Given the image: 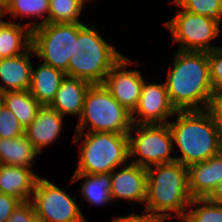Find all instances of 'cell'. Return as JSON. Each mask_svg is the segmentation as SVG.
<instances>
[{"label":"cell","instance_id":"6da1fadb","mask_svg":"<svg viewBox=\"0 0 222 222\" xmlns=\"http://www.w3.org/2000/svg\"><path fill=\"white\" fill-rule=\"evenodd\" d=\"M173 59L164 81L172 105L177 111L206 110L215 97L207 52L177 50Z\"/></svg>","mask_w":222,"mask_h":222},{"label":"cell","instance_id":"7a4b0ae2","mask_svg":"<svg viewBox=\"0 0 222 222\" xmlns=\"http://www.w3.org/2000/svg\"><path fill=\"white\" fill-rule=\"evenodd\" d=\"M192 200L188 189V167L178 161L147 168L145 209L161 222L181 221Z\"/></svg>","mask_w":222,"mask_h":222},{"label":"cell","instance_id":"3957f363","mask_svg":"<svg viewBox=\"0 0 222 222\" xmlns=\"http://www.w3.org/2000/svg\"><path fill=\"white\" fill-rule=\"evenodd\" d=\"M174 117L176 120H170L168 126L174 150L181 154L175 156L176 161L188 167L222 152L214 120L207 109L177 111Z\"/></svg>","mask_w":222,"mask_h":222},{"label":"cell","instance_id":"277c9868","mask_svg":"<svg viewBox=\"0 0 222 222\" xmlns=\"http://www.w3.org/2000/svg\"><path fill=\"white\" fill-rule=\"evenodd\" d=\"M116 46L104 40L98 28L85 25L78 33L76 55H71L66 76L103 84L109 71L123 57Z\"/></svg>","mask_w":222,"mask_h":222},{"label":"cell","instance_id":"5b68a950","mask_svg":"<svg viewBox=\"0 0 222 222\" xmlns=\"http://www.w3.org/2000/svg\"><path fill=\"white\" fill-rule=\"evenodd\" d=\"M73 136V142L80 145L79 160L73 174L111 173L129 162L127 134L75 132Z\"/></svg>","mask_w":222,"mask_h":222},{"label":"cell","instance_id":"8992f818","mask_svg":"<svg viewBox=\"0 0 222 222\" xmlns=\"http://www.w3.org/2000/svg\"><path fill=\"white\" fill-rule=\"evenodd\" d=\"M132 126L127 111L103 84L90 85L75 132L128 134Z\"/></svg>","mask_w":222,"mask_h":222},{"label":"cell","instance_id":"52a82bcc","mask_svg":"<svg viewBox=\"0 0 222 222\" xmlns=\"http://www.w3.org/2000/svg\"><path fill=\"white\" fill-rule=\"evenodd\" d=\"M84 26V23H45L32 28L35 58L66 73L71 55H76L78 33Z\"/></svg>","mask_w":222,"mask_h":222},{"label":"cell","instance_id":"ba28073f","mask_svg":"<svg viewBox=\"0 0 222 222\" xmlns=\"http://www.w3.org/2000/svg\"><path fill=\"white\" fill-rule=\"evenodd\" d=\"M127 135L131 163L149 168L176 161L171 154L174 152V145L168 123L132 124Z\"/></svg>","mask_w":222,"mask_h":222},{"label":"cell","instance_id":"9c48e42d","mask_svg":"<svg viewBox=\"0 0 222 222\" xmlns=\"http://www.w3.org/2000/svg\"><path fill=\"white\" fill-rule=\"evenodd\" d=\"M172 35V42L182 51H212L214 39L219 38L221 26L207 16L178 9L174 17L163 23Z\"/></svg>","mask_w":222,"mask_h":222},{"label":"cell","instance_id":"30bf717a","mask_svg":"<svg viewBox=\"0 0 222 222\" xmlns=\"http://www.w3.org/2000/svg\"><path fill=\"white\" fill-rule=\"evenodd\" d=\"M54 181L39 177L31 202L35 213L47 222H88L79 205Z\"/></svg>","mask_w":222,"mask_h":222},{"label":"cell","instance_id":"8fae6325","mask_svg":"<svg viewBox=\"0 0 222 222\" xmlns=\"http://www.w3.org/2000/svg\"><path fill=\"white\" fill-rule=\"evenodd\" d=\"M123 56L109 71L103 85L110 94L130 113L136 108L145 81L140 70L127 69L135 63Z\"/></svg>","mask_w":222,"mask_h":222},{"label":"cell","instance_id":"7c38bea8","mask_svg":"<svg viewBox=\"0 0 222 222\" xmlns=\"http://www.w3.org/2000/svg\"><path fill=\"white\" fill-rule=\"evenodd\" d=\"M176 112L165 82L161 84L144 81L138 104L131 113V120L132 124H167Z\"/></svg>","mask_w":222,"mask_h":222},{"label":"cell","instance_id":"4fadbf2b","mask_svg":"<svg viewBox=\"0 0 222 222\" xmlns=\"http://www.w3.org/2000/svg\"><path fill=\"white\" fill-rule=\"evenodd\" d=\"M111 198L136 202L144 206L147 197V168L131 162L115 168L111 173Z\"/></svg>","mask_w":222,"mask_h":222},{"label":"cell","instance_id":"5bb4252c","mask_svg":"<svg viewBox=\"0 0 222 222\" xmlns=\"http://www.w3.org/2000/svg\"><path fill=\"white\" fill-rule=\"evenodd\" d=\"M63 122H65L64 116L55 109L49 105L41 106L36 118L25 129V136L33 144L36 151L41 154L44 148L59 139L63 133Z\"/></svg>","mask_w":222,"mask_h":222},{"label":"cell","instance_id":"9a60e30c","mask_svg":"<svg viewBox=\"0 0 222 222\" xmlns=\"http://www.w3.org/2000/svg\"><path fill=\"white\" fill-rule=\"evenodd\" d=\"M35 56L31 47L28 51L14 56L0 59V91L28 90L31 82V72L34 66L31 59Z\"/></svg>","mask_w":222,"mask_h":222},{"label":"cell","instance_id":"2e32d148","mask_svg":"<svg viewBox=\"0 0 222 222\" xmlns=\"http://www.w3.org/2000/svg\"><path fill=\"white\" fill-rule=\"evenodd\" d=\"M222 181V152L188 166V189L194 198H207Z\"/></svg>","mask_w":222,"mask_h":222},{"label":"cell","instance_id":"e0dca14e","mask_svg":"<svg viewBox=\"0 0 222 222\" xmlns=\"http://www.w3.org/2000/svg\"><path fill=\"white\" fill-rule=\"evenodd\" d=\"M38 178L32 168L0 164V193L31 201Z\"/></svg>","mask_w":222,"mask_h":222},{"label":"cell","instance_id":"ac0fdd59","mask_svg":"<svg viewBox=\"0 0 222 222\" xmlns=\"http://www.w3.org/2000/svg\"><path fill=\"white\" fill-rule=\"evenodd\" d=\"M90 85L85 80L65 75L54 100L49 106L64 117L72 115L79 118L83 109L85 95Z\"/></svg>","mask_w":222,"mask_h":222},{"label":"cell","instance_id":"d6986e66","mask_svg":"<svg viewBox=\"0 0 222 222\" xmlns=\"http://www.w3.org/2000/svg\"><path fill=\"white\" fill-rule=\"evenodd\" d=\"M32 67L29 91L42 106L50 105L54 100L65 73L50 65L39 62Z\"/></svg>","mask_w":222,"mask_h":222},{"label":"cell","instance_id":"ffe728a7","mask_svg":"<svg viewBox=\"0 0 222 222\" xmlns=\"http://www.w3.org/2000/svg\"><path fill=\"white\" fill-rule=\"evenodd\" d=\"M32 29L26 23L0 20V56L20 55L31 48Z\"/></svg>","mask_w":222,"mask_h":222},{"label":"cell","instance_id":"44dd1931","mask_svg":"<svg viewBox=\"0 0 222 222\" xmlns=\"http://www.w3.org/2000/svg\"><path fill=\"white\" fill-rule=\"evenodd\" d=\"M40 155L25 135L17 138H0V164L32 168Z\"/></svg>","mask_w":222,"mask_h":222},{"label":"cell","instance_id":"7402d4cb","mask_svg":"<svg viewBox=\"0 0 222 222\" xmlns=\"http://www.w3.org/2000/svg\"><path fill=\"white\" fill-rule=\"evenodd\" d=\"M82 179L83 182L80 186V193L89 207L96 205L99 206L113 203L110 190H111V177L110 173L102 174H73L70 179L71 184Z\"/></svg>","mask_w":222,"mask_h":222},{"label":"cell","instance_id":"603a6c76","mask_svg":"<svg viewBox=\"0 0 222 222\" xmlns=\"http://www.w3.org/2000/svg\"><path fill=\"white\" fill-rule=\"evenodd\" d=\"M2 100L3 105L13 112L24 129L36 118L42 106L29 90L3 92Z\"/></svg>","mask_w":222,"mask_h":222},{"label":"cell","instance_id":"cb8c5ba5","mask_svg":"<svg viewBox=\"0 0 222 222\" xmlns=\"http://www.w3.org/2000/svg\"><path fill=\"white\" fill-rule=\"evenodd\" d=\"M7 14L11 16L8 17L11 22L14 19H19L22 22L25 18H34V20L32 19L26 23L32 29L47 23L49 17V0H10L9 5L4 10V17ZM38 18L43 20L39 21L37 20Z\"/></svg>","mask_w":222,"mask_h":222},{"label":"cell","instance_id":"d4e9b609","mask_svg":"<svg viewBox=\"0 0 222 222\" xmlns=\"http://www.w3.org/2000/svg\"><path fill=\"white\" fill-rule=\"evenodd\" d=\"M84 4L79 0H49L47 23H83Z\"/></svg>","mask_w":222,"mask_h":222},{"label":"cell","instance_id":"484cf974","mask_svg":"<svg viewBox=\"0 0 222 222\" xmlns=\"http://www.w3.org/2000/svg\"><path fill=\"white\" fill-rule=\"evenodd\" d=\"M180 222H222V205L207 198H194Z\"/></svg>","mask_w":222,"mask_h":222},{"label":"cell","instance_id":"4316f807","mask_svg":"<svg viewBox=\"0 0 222 222\" xmlns=\"http://www.w3.org/2000/svg\"><path fill=\"white\" fill-rule=\"evenodd\" d=\"M171 2L187 12L207 16L222 24V0H173Z\"/></svg>","mask_w":222,"mask_h":222},{"label":"cell","instance_id":"83f0119b","mask_svg":"<svg viewBox=\"0 0 222 222\" xmlns=\"http://www.w3.org/2000/svg\"><path fill=\"white\" fill-rule=\"evenodd\" d=\"M25 135V129L16 116L4 105L0 108V138H17Z\"/></svg>","mask_w":222,"mask_h":222},{"label":"cell","instance_id":"f1b7e54d","mask_svg":"<svg viewBox=\"0 0 222 222\" xmlns=\"http://www.w3.org/2000/svg\"><path fill=\"white\" fill-rule=\"evenodd\" d=\"M210 82L215 96H222V46L208 51Z\"/></svg>","mask_w":222,"mask_h":222},{"label":"cell","instance_id":"f546056e","mask_svg":"<svg viewBox=\"0 0 222 222\" xmlns=\"http://www.w3.org/2000/svg\"><path fill=\"white\" fill-rule=\"evenodd\" d=\"M207 111L211 114L218 132L222 148V96H215L209 103Z\"/></svg>","mask_w":222,"mask_h":222},{"label":"cell","instance_id":"4dcf8cb0","mask_svg":"<svg viewBox=\"0 0 222 222\" xmlns=\"http://www.w3.org/2000/svg\"><path fill=\"white\" fill-rule=\"evenodd\" d=\"M35 210L31 201L21 202L6 222H30Z\"/></svg>","mask_w":222,"mask_h":222},{"label":"cell","instance_id":"1f68e13d","mask_svg":"<svg viewBox=\"0 0 222 222\" xmlns=\"http://www.w3.org/2000/svg\"><path fill=\"white\" fill-rule=\"evenodd\" d=\"M20 203L18 198L0 193V222H6Z\"/></svg>","mask_w":222,"mask_h":222},{"label":"cell","instance_id":"d6a6232c","mask_svg":"<svg viewBox=\"0 0 222 222\" xmlns=\"http://www.w3.org/2000/svg\"><path fill=\"white\" fill-rule=\"evenodd\" d=\"M111 222H161L158 218L151 216L146 211H143V213L135 214L134 212L130 215L125 216H118L114 217V219Z\"/></svg>","mask_w":222,"mask_h":222},{"label":"cell","instance_id":"836d02e7","mask_svg":"<svg viewBox=\"0 0 222 222\" xmlns=\"http://www.w3.org/2000/svg\"><path fill=\"white\" fill-rule=\"evenodd\" d=\"M207 199L213 203L222 205V181L218 183Z\"/></svg>","mask_w":222,"mask_h":222},{"label":"cell","instance_id":"e575fe53","mask_svg":"<svg viewBox=\"0 0 222 222\" xmlns=\"http://www.w3.org/2000/svg\"><path fill=\"white\" fill-rule=\"evenodd\" d=\"M30 222H47L43 217L37 215L36 213L31 217Z\"/></svg>","mask_w":222,"mask_h":222},{"label":"cell","instance_id":"d590c367","mask_svg":"<svg viewBox=\"0 0 222 222\" xmlns=\"http://www.w3.org/2000/svg\"><path fill=\"white\" fill-rule=\"evenodd\" d=\"M10 0H0V8L4 11L5 8L9 5Z\"/></svg>","mask_w":222,"mask_h":222},{"label":"cell","instance_id":"8d00e7d4","mask_svg":"<svg viewBox=\"0 0 222 222\" xmlns=\"http://www.w3.org/2000/svg\"><path fill=\"white\" fill-rule=\"evenodd\" d=\"M4 18V11L0 8V20H3Z\"/></svg>","mask_w":222,"mask_h":222},{"label":"cell","instance_id":"74e56055","mask_svg":"<svg viewBox=\"0 0 222 222\" xmlns=\"http://www.w3.org/2000/svg\"><path fill=\"white\" fill-rule=\"evenodd\" d=\"M2 105H3L2 92L0 91V108L2 107Z\"/></svg>","mask_w":222,"mask_h":222},{"label":"cell","instance_id":"f35d334b","mask_svg":"<svg viewBox=\"0 0 222 222\" xmlns=\"http://www.w3.org/2000/svg\"><path fill=\"white\" fill-rule=\"evenodd\" d=\"M82 4L85 5V3L87 2L88 4L92 1V0H79ZM90 1V2H89Z\"/></svg>","mask_w":222,"mask_h":222}]
</instances>
